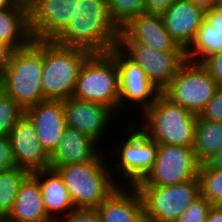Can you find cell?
<instances>
[{
	"mask_svg": "<svg viewBox=\"0 0 222 222\" xmlns=\"http://www.w3.org/2000/svg\"><path fill=\"white\" fill-rule=\"evenodd\" d=\"M66 126L77 129L95 141H101V135L115 119L116 113L100 103L83 101L74 97L63 100ZM115 115V116H112ZM113 117V118H112Z\"/></svg>",
	"mask_w": 222,
	"mask_h": 222,
	"instance_id": "cell-16",
	"label": "cell"
},
{
	"mask_svg": "<svg viewBox=\"0 0 222 222\" xmlns=\"http://www.w3.org/2000/svg\"><path fill=\"white\" fill-rule=\"evenodd\" d=\"M32 174L39 181L45 211L54 222H58L61 216L63 218L76 209L62 177L55 169L38 170Z\"/></svg>",
	"mask_w": 222,
	"mask_h": 222,
	"instance_id": "cell-23",
	"label": "cell"
},
{
	"mask_svg": "<svg viewBox=\"0 0 222 222\" xmlns=\"http://www.w3.org/2000/svg\"><path fill=\"white\" fill-rule=\"evenodd\" d=\"M161 16L170 37L186 51L205 19V11L190 0H176Z\"/></svg>",
	"mask_w": 222,
	"mask_h": 222,
	"instance_id": "cell-17",
	"label": "cell"
},
{
	"mask_svg": "<svg viewBox=\"0 0 222 222\" xmlns=\"http://www.w3.org/2000/svg\"><path fill=\"white\" fill-rule=\"evenodd\" d=\"M72 97L103 104L120 114L119 71L109 53L91 54L85 60Z\"/></svg>",
	"mask_w": 222,
	"mask_h": 222,
	"instance_id": "cell-6",
	"label": "cell"
},
{
	"mask_svg": "<svg viewBox=\"0 0 222 222\" xmlns=\"http://www.w3.org/2000/svg\"><path fill=\"white\" fill-rule=\"evenodd\" d=\"M18 0H0V10L10 9Z\"/></svg>",
	"mask_w": 222,
	"mask_h": 222,
	"instance_id": "cell-40",
	"label": "cell"
},
{
	"mask_svg": "<svg viewBox=\"0 0 222 222\" xmlns=\"http://www.w3.org/2000/svg\"><path fill=\"white\" fill-rule=\"evenodd\" d=\"M196 6L202 8L204 11L213 9L218 4L222 3V0H190Z\"/></svg>",
	"mask_w": 222,
	"mask_h": 222,
	"instance_id": "cell-38",
	"label": "cell"
},
{
	"mask_svg": "<svg viewBox=\"0 0 222 222\" xmlns=\"http://www.w3.org/2000/svg\"><path fill=\"white\" fill-rule=\"evenodd\" d=\"M97 143L89 135L66 126L61 140L50 154L51 166H65L92 161L100 153L97 149L101 146H98Z\"/></svg>",
	"mask_w": 222,
	"mask_h": 222,
	"instance_id": "cell-20",
	"label": "cell"
},
{
	"mask_svg": "<svg viewBox=\"0 0 222 222\" xmlns=\"http://www.w3.org/2000/svg\"><path fill=\"white\" fill-rule=\"evenodd\" d=\"M119 34L120 28L112 20L107 0H79L74 18L53 41L101 54L118 46Z\"/></svg>",
	"mask_w": 222,
	"mask_h": 222,
	"instance_id": "cell-1",
	"label": "cell"
},
{
	"mask_svg": "<svg viewBox=\"0 0 222 222\" xmlns=\"http://www.w3.org/2000/svg\"><path fill=\"white\" fill-rule=\"evenodd\" d=\"M3 92V78L2 74H0V94Z\"/></svg>",
	"mask_w": 222,
	"mask_h": 222,
	"instance_id": "cell-41",
	"label": "cell"
},
{
	"mask_svg": "<svg viewBox=\"0 0 222 222\" xmlns=\"http://www.w3.org/2000/svg\"><path fill=\"white\" fill-rule=\"evenodd\" d=\"M193 151L202 164L222 149V122L202 119L197 116Z\"/></svg>",
	"mask_w": 222,
	"mask_h": 222,
	"instance_id": "cell-25",
	"label": "cell"
},
{
	"mask_svg": "<svg viewBox=\"0 0 222 222\" xmlns=\"http://www.w3.org/2000/svg\"><path fill=\"white\" fill-rule=\"evenodd\" d=\"M103 153L85 163L50 166L62 177L76 209H96L119 187Z\"/></svg>",
	"mask_w": 222,
	"mask_h": 222,
	"instance_id": "cell-2",
	"label": "cell"
},
{
	"mask_svg": "<svg viewBox=\"0 0 222 222\" xmlns=\"http://www.w3.org/2000/svg\"><path fill=\"white\" fill-rule=\"evenodd\" d=\"M117 47L141 66L160 93L169 86L177 71L187 61L185 50L159 52L135 42H118Z\"/></svg>",
	"mask_w": 222,
	"mask_h": 222,
	"instance_id": "cell-11",
	"label": "cell"
},
{
	"mask_svg": "<svg viewBox=\"0 0 222 222\" xmlns=\"http://www.w3.org/2000/svg\"><path fill=\"white\" fill-rule=\"evenodd\" d=\"M176 0H144L145 12L162 14Z\"/></svg>",
	"mask_w": 222,
	"mask_h": 222,
	"instance_id": "cell-35",
	"label": "cell"
},
{
	"mask_svg": "<svg viewBox=\"0 0 222 222\" xmlns=\"http://www.w3.org/2000/svg\"><path fill=\"white\" fill-rule=\"evenodd\" d=\"M212 205L199 196L174 222H205Z\"/></svg>",
	"mask_w": 222,
	"mask_h": 222,
	"instance_id": "cell-30",
	"label": "cell"
},
{
	"mask_svg": "<svg viewBox=\"0 0 222 222\" xmlns=\"http://www.w3.org/2000/svg\"><path fill=\"white\" fill-rule=\"evenodd\" d=\"M25 115L33 123L39 141L51 154L62 138L66 127L63 100H46L25 110Z\"/></svg>",
	"mask_w": 222,
	"mask_h": 222,
	"instance_id": "cell-18",
	"label": "cell"
},
{
	"mask_svg": "<svg viewBox=\"0 0 222 222\" xmlns=\"http://www.w3.org/2000/svg\"><path fill=\"white\" fill-rule=\"evenodd\" d=\"M24 115L25 109L14 99L4 92L0 94V136H9Z\"/></svg>",
	"mask_w": 222,
	"mask_h": 222,
	"instance_id": "cell-29",
	"label": "cell"
},
{
	"mask_svg": "<svg viewBox=\"0 0 222 222\" xmlns=\"http://www.w3.org/2000/svg\"><path fill=\"white\" fill-rule=\"evenodd\" d=\"M201 65L208 71L215 82L222 87V50L206 57Z\"/></svg>",
	"mask_w": 222,
	"mask_h": 222,
	"instance_id": "cell-32",
	"label": "cell"
},
{
	"mask_svg": "<svg viewBox=\"0 0 222 222\" xmlns=\"http://www.w3.org/2000/svg\"><path fill=\"white\" fill-rule=\"evenodd\" d=\"M79 0H27L32 40H54L75 16Z\"/></svg>",
	"mask_w": 222,
	"mask_h": 222,
	"instance_id": "cell-13",
	"label": "cell"
},
{
	"mask_svg": "<svg viewBox=\"0 0 222 222\" xmlns=\"http://www.w3.org/2000/svg\"><path fill=\"white\" fill-rule=\"evenodd\" d=\"M9 136H0V171L15 167Z\"/></svg>",
	"mask_w": 222,
	"mask_h": 222,
	"instance_id": "cell-34",
	"label": "cell"
},
{
	"mask_svg": "<svg viewBox=\"0 0 222 222\" xmlns=\"http://www.w3.org/2000/svg\"><path fill=\"white\" fill-rule=\"evenodd\" d=\"M43 40H32L26 47L14 50L2 73L3 92L23 109L46 101L42 87Z\"/></svg>",
	"mask_w": 222,
	"mask_h": 222,
	"instance_id": "cell-3",
	"label": "cell"
},
{
	"mask_svg": "<svg viewBox=\"0 0 222 222\" xmlns=\"http://www.w3.org/2000/svg\"><path fill=\"white\" fill-rule=\"evenodd\" d=\"M109 54L115 59L119 71L120 111H123L127 101L128 105L131 103L129 107L133 103L140 104L143 114L161 93L150 82L141 66L130 60L118 47Z\"/></svg>",
	"mask_w": 222,
	"mask_h": 222,
	"instance_id": "cell-12",
	"label": "cell"
},
{
	"mask_svg": "<svg viewBox=\"0 0 222 222\" xmlns=\"http://www.w3.org/2000/svg\"><path fill=\"white\" fill-rule=\"evenodd\" d=\"M219 87L201 63L187 60L162 94L173 104L199 115Z\"/></svg>",
	"mask_w": 222,
	"mask_h": 222,
	"instance_id": "cell-9",
	"label": "cell"
},
{
	"mask_svg": "<svg viewBox=\"0 0 222 222\" xmlns=\"http://www.w3.org/2000/svg\"><path fill=\"white\" fill-rule=\"evenodd\" d=\"M197 116L161 93L140 117L139 127L158 145L193 147Z\"/></svg>",
	"mask_w": 222,
	"mask_h": 222,
	"instance_id": "cell-4",
	"label": "cell"
},
{
	"mask_svg": "<svg viewBox=\"0 0 222 222\" xmlns=\"http://www.w3.org/2000/svg\"><path fill=\"white\" fill-rule=\"evenodd\" d=\"M205 222H222V208L219 206H212L209 209Z\"/></svg>",
	"mask_w": 222,
	"mask_h": 222,
	"instance_id": "cell-37",
	"label": "cell"
},
{
	"mask_svg": "<svg viewBox=\"0 0 222 222\" xmlns=\"http://www.w3.org/2000/svg\"><path fill=\"white\" fill-rule=\"evenodd\" d=\"M96 210L101 222H145L142 198L135 187L119 186Z\"/></svg>",
	"mask_w": 222,
	"mask_h": 222,
	"instance_id": "cell-19",
	"label": "cell"
},
{
	"mask_svg": "<svg viewBox=\"0 0 222 222\" xmlns=\"http://www.w3.org/2000/svg\"><path fill=\"white\" fill-rule=\"evenodd\" d=\"M198 179L200 195L212 206L222 204V170L211 168L206 162L200 164Z\"/></svg>",
	"mask_w": 222,
	"mask_h": 222,
	"instance_id": "cell-27",
	"label": "cell"
},
{
	"mask_svg": "<svg viewBox=\"0 0 222 222\" xmlns=\"http://www.w3.org/2000/svg\"><path fill=\"white\" fill-rule=\"evenodd\" d=\"M16 167L33 173L51 166L50 154L42 146L31 120L24 115L9 135Z\"/></svg>",
	"mask_w": 222,
	"mask_h": 222,
	"instance_id": "cell-15",
	"label": "cell"
},
{
	"mask_svg": "<svg viewBox=\"0 0 222 222\" xmlns=\"http://www.w3.org/2000/svg\"><path fill=\"white\" fill-rule=\"evenodd\" d=\"M199 116L205 120L222 122V87L215 92L214 97L208 102Z\"/></svg>",
	"mask_w": 222,
	"mask_h": 222,
	"instance_id": "cell-31",
	"label": "cell"
},
{
	"mask_svg": "<svg viewBox=\"0 0 222 222\" xmlns=\"http://www.w3.org/2000/svg\"><path fill=\"white\" fill-rule=\"evenodd\" d=\"M199 166L192 147L160 144L152 170L136 186H167L194 180Z\"/></svg>",
	"mask_w": 222,
	"mask_h": 222,
	"instance_id": "cell-10",
	"label": "cell"
},
{
	"mask_svg": "<svg viewBox=\"0 0 222 222\" xmlns=\"http://www.w3.org/2000/svg\"><path fill=\"white\" fill-rule=\"evenodd\" d=\"M118 42H135L157 50H184L165 29L161 14L142 13L120 28Z\"/></svg>",
	"mask_w": 222,
	"mask_h": 222,
	"instance_id": "cell-14",
	"label": "cell"
},
{
	"mask_svg": "<svg viewBox=\"0 0 222 222\" xmlns=\"http://www.w3.org/2000/svg\"><path fill=\"white\" fill-rule=\"evenodd\" d=\"M206 163L213 169L222 170V149L207 160Z\"/></svg>",
	"mask_w": 222,
	"mask_h": 222,
	"instance_id": "cell-39",
	"label": "cell"
},
{
	"mask_svg": "<svg viewBox=\"0 0 222 222\" xmlns=\"http://www.w3.org/2000/svg\"><path fill=\"white\" fill-rule=\"evenodd\" d=\"M28 174L27 170L16 166L0 171V220L11 212L19 186Z\"/></svg>",
	"mask_w": 222,
	"mask_h": 222,
	"instance_id": "cell-26",
	"label": "cell"
},
{
	"mask_svg": "<svg viewBox=\"0 0 222 222\" xmlns=\"http://www.w3.org/2000/svg\"><path fill=\"white\" fill-rule=\"evenodd\" d=\"M144 208L145 222H174L200 196L198 177L167 186H135Z\"/></svg>",
	"mask_w": 222,
	"mask_h": 222,
	"instance_id": "cell-8",
	"label": "cell"
},
{
	"mask_svg": "<svg viewBox=\"0 0 222 222\" xmlns=\"http://www.w3.org/2000/svg\"><path fill=\"white\" fill-rule=\"evenodd\" d=\"M31 41L27 0H18L10 9L0 10V42L19 50Z\"/></svg>",
	"mask_w": 222,
	"mask_h": 222,
	"instance_id": "cell-24",
	"label": "cell"
},
{
	"mask_svg": "<svg viewBox=\"0 0 222 222\" xmlns=\"http://www.w3.org/2000/svg\"><path fill=\"white\" fill-rule=\"evenodd\" d=\"M91 55L85 49L43 40L42 87L46 100L72 97L82 64Z\"/></svg>",
	"mask_w": 222,
	"mask_h": 222,
	"instance_id": "cell-5",
	"label": "cell"
},
{
	"mask_svg": "<svg viewBox=\"0 0 222 222\" xmlns=\"http://www.w3.org/2000/svg\"><path fill=\"white\" fill-rule=\"evenodd\" d=\"M134 125L126 127L128 128L126 129L128 135L125 139H122V145H119V149L117 150L119 152H114L117 155L118 161L115 164L113 163V166H115L113 170L116 169L114 170L116 173L112 169L111 172L113 178L116 177L114 180L117 184L119 183L118 186L130 185V187H135L146 178L155 164L158 144L139 128L138 125ZM120 172V177L115 176Z\"/></svg>",
	"mask_w": 222,
	"mask_h": 222,
	"instance_id": "cell-7",
	"label": "cell"
},
{
	"mask_svg": "<svg viewBox=\"0 0 222 222\" xmlns=\"http://www.w3.org/2000/svg\"><path fill=\"white\" fill-rule=\"evenodd\" d=\"M107 4L112 20L119 28L130 19L145 13L144 0H107Z\"/></svg>",
	"mask_w": 222,
	"mask_h": 222,
	"instance_id": "cell-28",
	"label": "cell"
},
{
	"mask_svg": "<svg viewBox=\"0 0 222 222\" xmlns=\"http://www.w3.org/2000/svg\"><path fill=\"white\" fill-rule=\"evenodd\" d=\"M222 50V3L205 11V19L196 37L186 50V59L201 63L206 57Z\"/></svg>",
	"mask_w": 222,
	"mask_h": 222,
	"instance_id": "cell-22",
	"label": "cell"
},
{
	"mask_svg": "<svg viewBox=\"0 0 222 222\" xmlns=\"http://www.w3.org/2000/svg\"><path fill=\"white\" fill-rule=\"evenodd\" d=\"M14 49L7 43L0 42V74H2L10 63Z\"/></svg>",
	"mask_w": 222,
	"mask_h": 222,
	"instance_id": "cell-36",
	"label": "cell"
},
{
	"mask_svg": "<svg viewBox=\"0 0 222 222\" xmlns=\"http://www.w3.org/2000/svg\"><path fill=\"white\" fill-rule=\"evenodd\" d=\"M4 222H54L46 213L38 179L29 173L21 182L13 208Z\"/></svg>",
	"mask_w": 222,
	"mask_h": 222,
	"instance_id": "cell-21",
	"label": "cell"
},
{
	"mask_svg": "<svg viewBox=\"0 0 222 222\" xmlns=\"http://www.w3.org/2000/svg\"><path fill=\"white\" fill-rule=\"evenodd\" d=\"M58 222H101L96 209H75Z\"/></svg>",
	"mask_w": 222,
	"mask_h": 222,
	"instance_id": "cell-33",
	"label": "cell"
}]
</instances>
